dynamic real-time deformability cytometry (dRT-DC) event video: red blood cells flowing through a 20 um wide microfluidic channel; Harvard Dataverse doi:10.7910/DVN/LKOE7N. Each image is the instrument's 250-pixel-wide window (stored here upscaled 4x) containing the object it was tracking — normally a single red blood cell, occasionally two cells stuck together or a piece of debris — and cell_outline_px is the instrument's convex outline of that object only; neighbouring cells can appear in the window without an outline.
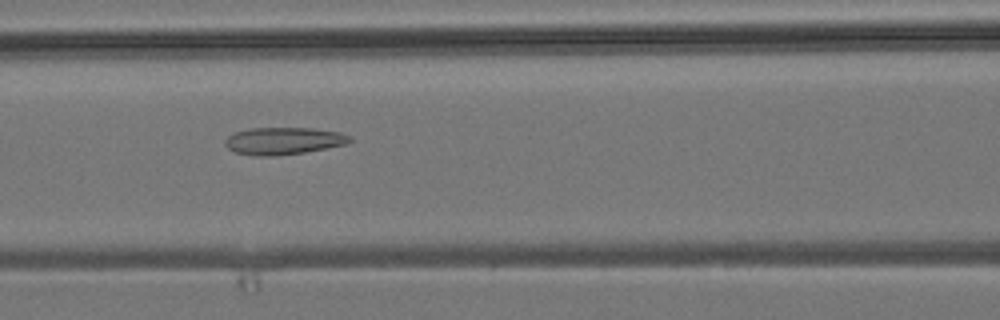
{"species": "common noctule bat (a hibernating species)", "species_latin": "Nyctalus noctula", "temperature_condition": "room temperature", "stored_images_in_passage": 7, "segment_of_instrument_passage": [1, 2], "camera_frame_rate_fps": 3000, "um_per_image_px": 0.085, "animal": {"sex": "male", "body_mass_g": 19.2, "forearm_length_mm": 51.8}, "frame": {"image": 1, "passage_image": 3, "time_ms": 2.333, "image_size_px": [1000, 320], "cell_outline_px": [[352, 140], [348, 144], [304, 152], [276, 156], [256, 156], [236, 152], [228, 148], [224, 144], [224, 140], [228, 136], [236, 132], [252, 128], [312, 128], [340, 132], [352, 136]], "centroid_in_image_um": [24.13, 11.97], "position_along_channel_um": 142.5, "area_um2": 19.83}}
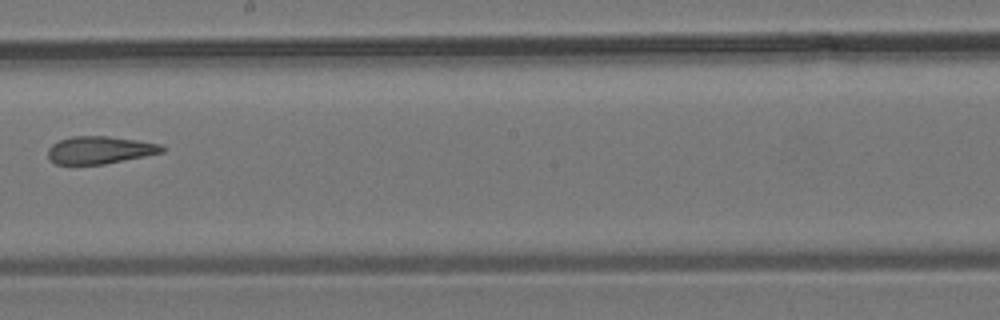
{"frame": {"image": 2, "passage_image": 5, "time_ms": 4.667, "image_size_px": [1000, 320], "cell_outline_px": [[164, 152], [104, 164], [56, 164], [48, 156], [48, 148], [52, 144], [60, 140], [72, 136], [108, 136], [136, 140], [160, 144], [164, 148]], "centroid_in_image_um": [8.47, 12.75], "position_along_channel_um": 239.7, "area_um2": 18.09}}
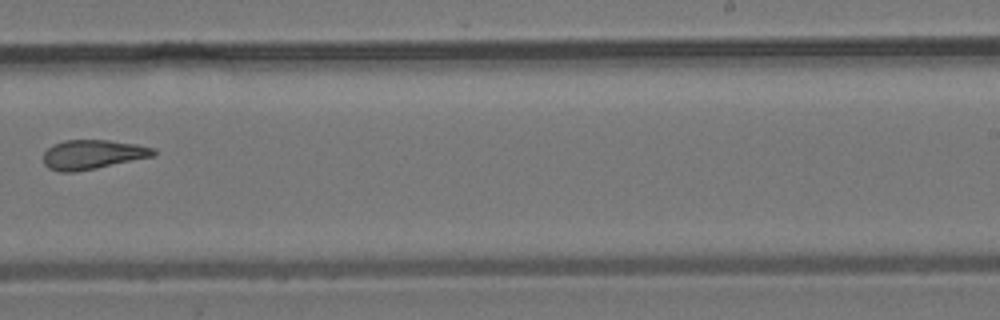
{"frame": {"image": 3, "passage_image": 6, "time_ms": 5.667, "image_size_px": [1000, 320], "cell_outline_px": [[156, 156], [96, 168], [72, 172], [60, 172], [48, 168], [44, 164], [44, 152], [52, 144], [64, 140], [108, 140], [136, 144], [156, 148]], "centroid_in_image_um": [7.89, 13.13], "position_along_channel_um": 281.1, "area_um2": 18.96}}